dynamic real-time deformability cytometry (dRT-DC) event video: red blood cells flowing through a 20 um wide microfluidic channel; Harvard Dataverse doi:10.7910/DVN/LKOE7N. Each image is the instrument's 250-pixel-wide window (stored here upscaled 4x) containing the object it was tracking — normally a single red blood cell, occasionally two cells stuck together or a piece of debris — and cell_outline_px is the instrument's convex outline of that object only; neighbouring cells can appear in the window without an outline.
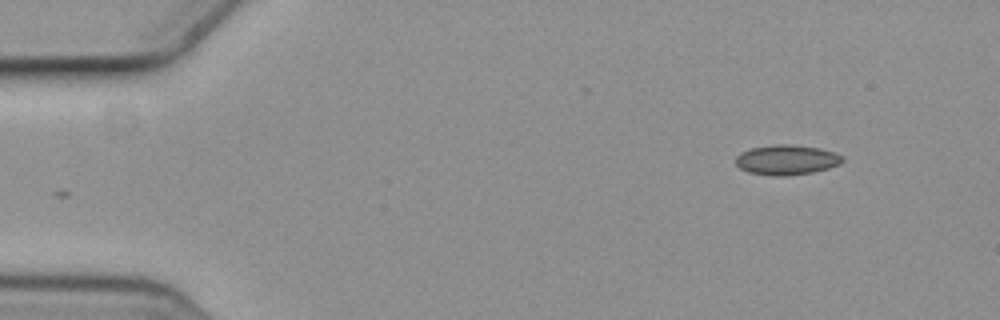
{"species": "common noctule bat (a hibernating species)", "species_latin": "Nyctalus noctula", "temperature_condition": "cold", "stored_images_in_passage": 3, "camera_frame_rate_fps": 3000, "um_per_image_px": 0.085, "animal": {"sex": "female", "body_mass_g": 19.3, "forearm_length_mm": 54.1}, "frame": {"image": 1, "passage_image": 3, "time_ms": 0.667, "image_size_px": [1000, 320], "cell_outline_px": [[844, 160], [840, 164], [828, 168], [812, 172], [784, 176], [776, 176], [748, 172], [740, 168], [736, 164], [736, 156], [740, 152], [752, 148], [776, 144], [792, 144], [820, 148], [844, 156]], "centroid_in_image_um": [66.86, 13.58], "position_along_channel_um": 18.1, "area_um2": 18.61}}